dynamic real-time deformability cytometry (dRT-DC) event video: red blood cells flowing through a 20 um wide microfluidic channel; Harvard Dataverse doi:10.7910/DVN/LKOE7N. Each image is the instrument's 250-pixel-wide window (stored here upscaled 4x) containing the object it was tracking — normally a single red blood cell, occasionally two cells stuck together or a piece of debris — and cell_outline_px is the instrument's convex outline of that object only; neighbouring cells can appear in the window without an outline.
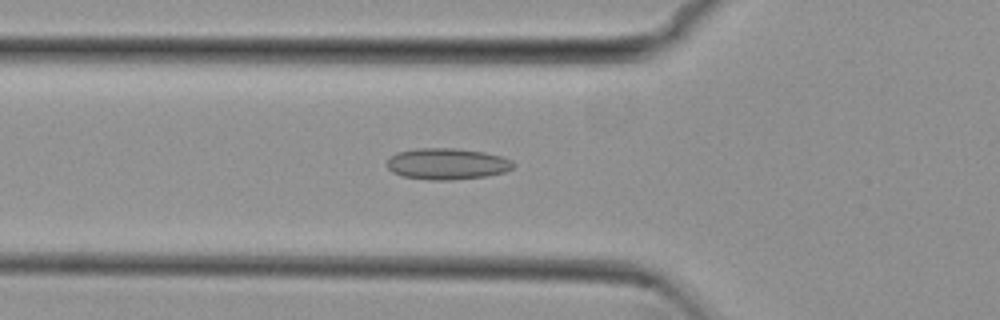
{"species": "common noctule bat (a hibernating species)", "species_latin": "Nyctalus noctula", "temperature_condition": "cold", "stored_images_in_passage": 54, "camera_frame_rate_fps": 3000, "um_per_image_px": 0.085, "animal": {"sex": "female", "body_mass_g": 29.2, "forearm_length_mm": 56.3}, "frame": {"image": 1, "passage_image": 18, "time_ms": 5.667, "image_size_px": [1000, 320], "cell_outline_px": [[516, 164], [512, 168], [504, 172], [488, 176], [448, 180], [432, 180], [404, 176], [392, 172], [388, 168], [388, 160], [396, 152], [416, 148], [456, 148], [484, 152], [500, 156], [512, 160]], "centroid_in_image_um": [38.02, 13.92], "position_along_channel_um": 87.8, "area_um2": 23.0}}
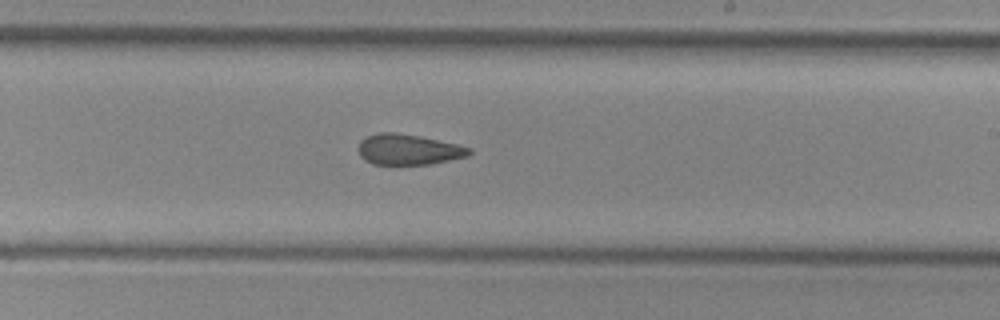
{"frame": {"image": 2, "passage_image": 31, "time_ms": 10.0, "image_size_px": [1000, 320], "cell_outline_px": [[472, 152], [468, 156], [432, 164], [372, 164], [364, 160], [360, 156], [360, 140], [376, 132], [396, 132], [420, 136], [456, 144], [472, 148]], "centroid_in_image_um": [34.73, 12.7], "position_along_channel_um": 254.3, "area_um2": 19.77}}
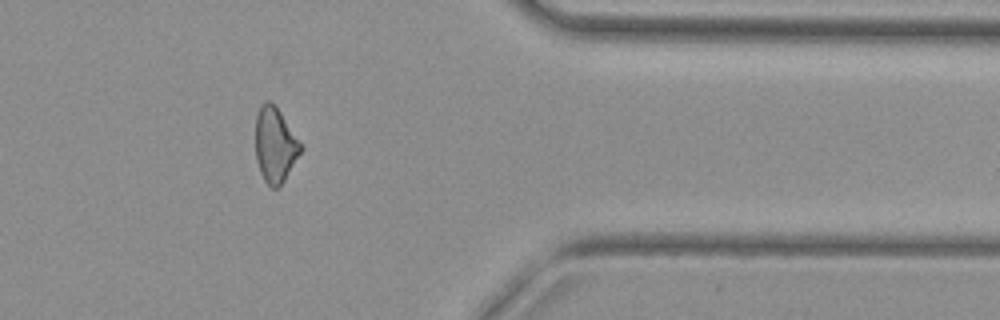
{"frame": {"image": 3, "passage_image": 43, "time_ms": 14.0, "image_size_px": [1000, 320], "cell_outline_px": [[304, 148], [284, 180], [276, 188], [272, 188], [264, 180], [260, 172], [256, 160], [256, 116], [260, 108], [268, 100], [280, 112]], "centroid_in_image_um": [23.39, 12.36], "position_along_channel_um": 388.0, "area_um2": 19.31}, "authors_computed_cell_mechanics": {"area_um2": 21.0103, "velocity_mm_per_s": 3.833, "shape_relaxation_time_tau1_ms": null, "shape_relaxation_time_tau2_ms": 3.2337, "deformation_change_tau1": null, "deformation_change_tau2": 0.1117}}